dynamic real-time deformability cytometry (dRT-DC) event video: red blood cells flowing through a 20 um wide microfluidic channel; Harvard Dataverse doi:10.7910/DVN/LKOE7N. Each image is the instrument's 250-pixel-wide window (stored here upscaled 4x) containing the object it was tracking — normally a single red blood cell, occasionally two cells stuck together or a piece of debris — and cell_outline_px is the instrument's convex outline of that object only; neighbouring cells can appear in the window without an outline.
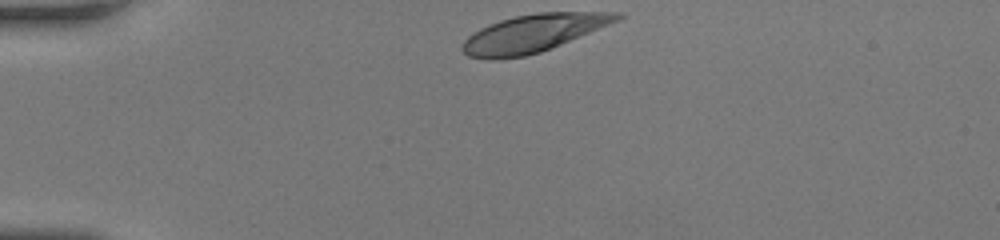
{"species": "human", "species_latin": "Homo sapiens", "temperature_condition": "room temperature", "stored_images_in_passage": 31, "camera_frame_rate_fps": 3000, "um_per_image_px": 0.085, "donor": {"sex": "female"}, "frame": {"image": 1, "passage_image": 1, "time_ms": 0.0, "image_size_px": [1000, 240], "cell_outline_px": [[624, 16], [620, 20], [540, 52], [524, 56], [492, 60], [488, 60], [468, 56], [460, 48], [464, 40], [468, 36], [480, 28], [500, 20], [516, 16], [536, 12], [620, 12]], "centroid_in_image_um": [45.3, 2.82], "position_along_channel_um": 39.7, "area_um2": 33.7}}
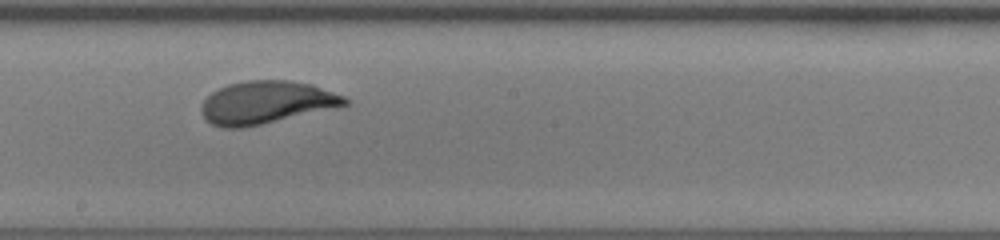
{"frame": {"image": 2, "passage_image": 18, "time_ms": 5.667, "image_size_px": [1000, 240], "cell_outline_px": [[352, 100], [348, 104], [336, 108], [260, 124], [240, 128], [224, 128], [212, 124], [200, 112], [200, 108], [204, 100], [212, 92], [228, 84], [244, 80], [288, 80], [312, 84], [344, 96]], "centroid_in_image_um": [22.65, 8.7], "position_along_channel_um": 225.5, "area_um2": 35.66}}
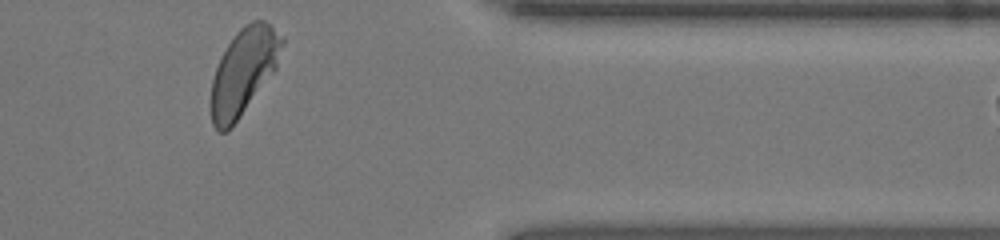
{"frame": {"image": 3, "passage_image": 31, "time_ms": 10.0, "image_size_px": [1000, 240], "cell_outline_px": [[284, 44], [276, 68], [232, 128], [228, 132], [216, 132], [212, 124], [212, 80], [216, 68], [228, 44], [236, 32], [244, 24], [252, 20], [264, 20], [284, 40]], "centroid_in_image_um": [20.7, 6.1], "position_along_channel_um": 390.7, "area_um2": 35.14}, "authors_computed_cell_mechanics": {"area_um2": 35.258, "velocity_mm_per_s": 4.1563, "shape_relaxation_time_tau1_ms": 2.3246, "shape_relaxation_time_tau2_ms": null, "deformation_change_tau1": 0.1681, "deformation_change_tau2": null}}